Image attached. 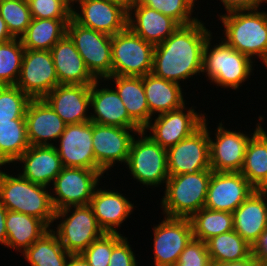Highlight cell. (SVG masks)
<instances>
[{"mask_svg":"<svg viewBox=\"0 0 267 266\" xmlns=\"http://www.w3.org/2000/svg\"><path fill=\"white\" fill-rule=\"evenodd\" d=\"M205 25L200 19L180 25L166 40L155 45L151 73L179 84L200 76L204 46L213 33Z\"/></svg>","mask_w":267,"mask_h":266,"instance_id":"6da1fadb","label":"cell"},{"mask_svg":"<svg viewBox=\"0 0 267 266\" xmlns=\"http://www.w3.org/2000/svg\"><path fill=\"white\" fill-rule=\"evenodd\" d=\"M259 10V11H258ZM261 9L232 11L218 14L224 27L222 38L230 47L267 63V12Z\"/></svg>","mask_w":267,"mask_h":266,"instance_id":"7a4b0ae2","label":"cell"},{"mask_svg":"<svg viewBox=\"0 0 267 266\" xmlns=\"http://www.w3.org/2000/svg\"><path fill=\"white\" fill-rule=\"evenodd\" d=\"M0 168V200L7 210L31 215L53 227L55 209L50 187L32 183L19 173L13 175ZM49 189V190H48Z\"/></svg>","mask_w":267,"mask_h":266,"instance_id":"3957f363","label":"cell"},{"mask_svg":"<svg viewBox=\"0 0 267 266\" xmlns=\"http://www.w3.org/2000/svg\"><path fill=\"white\" fill-rule=\"evenodd\" d=\"M213 39L211 34L204 46L202 74L218 87L239 90L242 83L250 80L255 62L230 47L222 38L219 37L218 44H214Z\"/></svg>","mask_w":267,"mask_h":266,"instance_id":"277c9868","label":"cell"},{"mask_svg":"<svg viewBox=\"0 0 267 266\" xmlns=\"http://www.w3.org/2000/svg\"><path fill=\"white\" fill-rule=\"evenodd\" d=\"M212 170L169 175L161 198L162 214L170 218H191L204 208Z\"/></svg>","mask_w":267,"mask_h":266,"instance_id":"5b68a950","label":"cell"},{"mask_svg":"<svg viewBox=\"0 0 267 266\" xmlns=\"http://www.w3.org/2000/svg\"><path fill=\"white\" fill-rule=\"evenodd\" d=\"M126 166L135 181L149 188L152 186L151 189L165 185L169 178L167 149L143 130L131 142Z\"/></svg>","mask_w":267,"mask_h":266,"instance_id":"8992f818","label":"cell"},{"mask_svg":"<svg viewBox=\"0 0 267 266\" xmlns=\"http://www.w3.org/2000/svg\"><path fill=\"white\" fill-rule=\"evenodd\" d=\"M60 221H57L59 220ZM58 222L56 230L63 248L70 254H81L91 243L105 232L100 228L91 206H69L55 211L54 222Z\"/></svg>","mask_w":267,"mask_h":266,"instance_id":"52a82bcc","label":"cell"},{"mask_svg":"<svg viewBox=\"0 0 267 266\" xmlns=\"http://www.w3.org/2000/svg\"><path fill=\"white\" fill-rule=\"evenodd\" d=\"M154 49L155 45L127 26L111 37L112 75L142 77L150 74Z\"/></svg>","mask_w":267,"mask_h":266,"instance_id":"ba28073f","label":"cell"},{"mask_svg":"<svg viewBox=\"0 0 267 266\" xmlns=\"http://www.w3.org/2000/svg\"><path fill=\"white\" fill-rule=\"evenodd\" d=\"M258 123L255 125L253 133L247 134L245 131H233L232 128H226L222 121L217 123V128L211 137L212 132L209 133V154L210 167L213 172H240L243 163L248 142L261 127L264 122V116L258 117ZM213 138V139H212Z\"/></svg>","mask_w":267,"mask_h":266,"instance_id":"9c48e42d","label":"cell"},{"mask_svg":"<svg viewBox=\"0 0 267 266\" xmlns=\"http://www.w3.org/2000/svg\"><path fill=\"white\" fill-rule=\"evenodd\" d=\"M67 35L96 80H105L112 76V36L83 27L73 19L67 24Z\"/></svg>","mask_w":267,"mask_h":266,"instance_id":"30bf717a","label":"cell"},{"mask_svg":"<svg viewBox=\"0 0 267 266\" xmlns=\"http://www.w3.org/2000/svg\"><path fill=\"white\" fill-rule=\"evenodd\" d=\"M102 177L97 170L63 167L50 187L55 211L90 204L94 190L101 185L99 183Z\"/></svg>","mask_w":267,"mask_h":266,"instance_id":"8fae6325","label":"cell"},{"mask_svg":"<svg viewBox=\"0 0 267 266\" xmlns=\"http://www.w3.org/2000/svg\"><path fill=\"white\" fill-rule=\"evenodd\" d=\"M183 105L176 110L152 118L143 129L161 147L168 149L196 131L204 122L206 113L197 112L196 106Z\"/></svg>","mask_w":267,"mask_h":266,"instance_id":"7c38bea8","label":"cell"},{"mask_svg":"<svg viewBox=\"0 0 267 266\" xmlns=\"http://www.w3.org/2000/svg\"><path fill=\"white\" fill-rule=\"evenodd\" d=\"M207 117L196 131L167 149L169 175L211 170Z\"/></svg>","mask_w":267,"mask_h":266,"instance_id":"4fadbf2b","label":"cell"},{"mask_svg":"<svg viewBox=\"0 0 267 266\" xmlns=\"http://www.w3.org/2000/svg\"><path fill=\"white\" fill-rule=\"evenodd\" d=\"M142 129L92 123V144L97 165L108 174L116 163L126 165L134 136Z\"/></svg>","mask_w":267,"mask_h":266,"instance_id":"5bb4252c","label":"cell"},{"mask_svg":"<svg viewBox=\"0 0 267 266\" xmlns=\"http://www.w3.org/2000/svg\"><path fill=\"white\" fill-rule=\"evenodd\" d=\"M58 85L51 52L25 49L16 86L31 99H41Z\"/></svg>","mask_w":267,"mask_h":266,"instance_id":"9a60e30c","label":"cell"},{"mask_svg":"<svg viewBox=\"0 0 267 266\" xmlns=\"http://www.w3.org/2000/svg\"><path fill=\"white\" fill-rule=\"evenodd\" d=\"M152 230L154 266H175L180 254L193 238L190 219L164 216Z\"/></svg>","mask_w":267,"mask_h":266,"instance_id":"2e32d148","label":"cell"},{"mask_svg":"<svg viewBox=\"0 0 267 266\" xmlns=\"http://www.w3.org/2000/svg\"><path fill=\"white\" fill-rule=\"evenodd\" d=\"M127 18L128 13L110 0H72V19L76 23L110 36L127 27Z\"/></svg>","mask_w":267,"mask_h":266,"instance_id":"e0dca14e","label":"cell"},{"mask_svg":"<svg viewBox=\"0 0 267 266\" xmlns=\"http://www.w3.org/2000/svg\"><path fill=\"white\" fill-rule=\"evenodd\" d=\"M57 142L54 147L63 167L97 170L104 176L105 172L95 161L91 121L67 125Z\"/></svg>","mask_w":267,"mask_h":266,"instance_id":"ac0fdd59","label":"cell"},{"mask_svg":"<svg viewBox=\"0 0 267 266\" xmlns=\"http://www.w3.org/2000/svg\"><path fill=\"white\" fill-rule=\"evenodd\" d=\"M254 190L240 172H212L204 207L233 213Z\"/></svg>","mask_w":267,"mask_h":266,"instance_id":"d6986e66","label":"cell"},{"mask_svg":"<svg viewBox=\"0 0 267 266\" xmlns=\"http://www.w3.org/2000/svg\"><path fill=\"white\" fill-rule=\"evenodd\" d=\"M105 82V80H95L91 84L90 109L92 111L90 121L101 125L141 129L129 117L126 107L116 90Z\"/></svg>","mask_w":267,"mask_h":266,"instance_id":"ffe728a7","label":"cell"},{"mask_svg":"<svg viewBox=\"0 0 267 266\" xmlns=\"http://www.w3.org/2000/svg\"><path fill=\"white\" fill-rule=\"evenodd\" d=\"M30 145L54 146L67 124L43 99H31L25 112Z\"/></svg>","mask_w":267,"mask_h":266,"instance_id":"44dd1931","label":"cell"},{"mask_svg":"<svg viewBox=\"0 0 267 266\" xmlns=\"http://www.w3.org/2000/svg\"><path fill=\"white\" fill-rule=\"evenodd\" d=\"M90 90L91 85L59 84L43 99L67 125L79 124L90 121Z\"/></svg>","mask_w":267,"mask_h":266,"instance_id":"7402d4cb","label":"cell"},{"mask_svg":"<svg viewBox=\"0 0 267 266\" xmlns=\"http://www.w3.org/2000/svg\"><path fill=\"white\" fill-rule=\"evenodd\" d=\"M103 187V189H102ZM99 185L94 190L90 206L98 225L105 233H119V228L134 211V203L121 192ZM117 229V230H116Z\"/></svg>","mask_w":267,"mask_h":266,"instance_id":"603a6c76","label":"cell"},{"mask_svg":"<svg viewBox=\"0 0 267 266\" xmlns=\"http://www.w3.org/2000/svg\"><path fill=\"white\" fill-rule=\"evenodd\" d=\"M20 162V163H19ZM21 164L19 174L32 183L51 187L63 164L54 146L30 147L15 161ZM22 169V170H21Z\"/></svg>","mask_w":267,"mask_h":266,"instance_id":"cb8c5ba5","label":"cell"},{"mask_svg":"<svg viewBox=\"0 0 267 266\" xmlns=\"http://www.w3.org/2000/svg\"><path fill=\"white\" fill-rule=\"evenodd\" d=\"M232 214L234 230L253 246L267 228V193L255 189Z\"/></svg>","mask_w":267,"mask_h":266,"instance_id":"d4e9b609","label":"cell"},{"mask_svg":"<svg viewBox=\"0 0 267 266\" xmlns=\"http://www.w3.org/2000/svg\"><path fill=\"white\" fill-rule=\"evenodd\" d=\"M50 52L59 84L91 85L96 80L67 34L52 47Z\"/></svg>","mask_w":267,"mask_h":266,"instance_id":"484cf974","label":"cell"},{"mask_svg":"<svg viewBox=\"0 0 267 266\" xmlns=\"http://www.w3.org/2000/svg\"><path fill=\"white\" fill-rule=\"evenodd\" d=\"M127 26L145 41L157 45L166 40L180 24L171 17L138 3L128 13Z\"/></svg>","mask_w":267,"mask_h":266,"instance_id":"4316f807","label":"cell"},{"mask_svg":"<svg viewBox=\"0 0 267 266\" xmlns=\"http://www.w3.org/2000/svg\"><path fill=\"white\" fill-rule=\"evenodd\" d=\"M105 81L114 87L123 101L129 117L143 130L151 120L143 86V76L112 75ZM110 81L114 84L109 83Z\"/></svg>","mask_w":267,"mask_h":266,"instance_id":"83f0119b","label":"cell"},{"mask_svg":"<svg viewBox=\"0 0 267 266\" xmlns=\"http://www.w3.org/2000/svg\"><path fill=\"white\" fill-rule=\"evenodd\" d=\"M143 86L151 119L163 113L181 108L186 103L182 85L156 77L152 73L143 76Z\"/></svg>","mask_w":267,"mask_h":266,"instance_id":"f1b7e54d","label":"cell"},{"mask_svg":"<svg viewBox=\"0 0 267 266\" xmlns=\"http://www.w3.org/2000/svg\"><path fill=\"white\" fill-rule=\"evenodd\" d=\"M6 247L23 253L50 228L39 218L15 211L6 214Z\"/></svg>","mask_w":267,"mask_h":266,"instance_id":"f546056e","label":"cell"},{"mask_svg":"<svg viewBox=\"0 0 267 266\" xmlns=\"http://www.w3.org/2000/svg\"><path fill=\"white\" fill-rule=\"evenodd\" d=\"M240 173L257 190L267 186V131L263 126L248 142Z\"/></svg>","mask_w":267,"mask_h":266,"instance_id":"4dcf8cb0","label":"cell"},{"mask_svg":"<svg viewBox=\"0 0 267 266\" xmlns=\"http://www.w3.org/2000/svg\"><path fill=\"white\" fill-rule=\"evenodd\" d=\"M70 20L32 18L26 32L20 37L24 49L50 51L67 34Z\"/></svg>","mask_w":267,"mask_h":266,"instance_id":"1f68e13d","label":"cell"},{"mask_svg":"<svg viewBox=\"0 0 267 266\" xmlns=\"http://www.w3.org/2000/svg\"><path fill=\"white\" fill-rule=\"evenodd\" d=\"M30 266H66L70 257L50 228L22 253Z\"/></svg>","mask_w":267,"mask_h":266,"instance_id":"d6a6232c","label":"cell"},{"mask_svg":"<svg viewBox=\"0 0 267 266\" xmlns=\"http://www.w3.org/2000/svg\"><path fill=\"white\" fill-rule=\"evenodd\" d=\"M30 147L25 119L0 122V162L8 167Z\"/></svg>","mask_w":267,"mask_h":266,"instance_id":"836d02e7","label":"cell"},{"mask_svg":"<svg viewBox=\"0 0 267 266\" xmlns=\"http://www.w3.org/2000/svg\"><path fill=\"white\" fill-rule=\"evenodd\" d=\"M205 243L212 263L238 261L252 253V246L234 229L214 236Z\"/></svg>","mask_w":267,"mask_h":266,"instance_id":"e575fe53","label":"cell"},{"mask_svg":"<svg viewBox=\"0 0 267 266\" xmlns=\"http://www.w3.org/2000/svg\"><path fill=\"white\" fill-rule=\"evenodd\" d=\"M190 221L192 224L193 238L203 242L234 229L232 213L211 210L206 207L197 211L190 218Z\"/></svg>","mask_w":267,"mask_h":266,"instance_id":"d590c367","label":"cell"},{"mask_svg":"<svg viewBox=\"0 0 267 266\" xmlns=\"http://www.w3.org/2000/svg\"><path fill=\"white\" fill-rule=\"evenodd\" d=\"M24 52L20 38L0 43V86L16 85Z\"/></svg>","mask_w":267,"mask_h":266,"instance_id":"8d00e7d4","label":"cell"},{"mask_svg":"<svg viewBox=\"0 0 267 266\" xmlns=\"http://www.w3.org/2000/svg\"><path fill=\"white\" fill-rule=\"evenodd\" d=\"M0 16L14 38H20L32 20L26 0H0Z\"/></svg>","mask_w":267,"mask_h":266,"instance_id":"74e56055","label":"cell"},{"mask_svg":"<svg viewBox=\"0 0 267 266\" xmlns=\"http://www.w3.org/2000/svg\"><path fill=\"white\" fill-rule=\"evenodd\" d=\"M31 98L16 85L0 86V122L25 119Z\"/></svg>","mask_w":267,"mask_h":266,"instance_id":"f35d334b","label":"cell"},{"mask_svg":"<svg viewBox=\"0 0 267 266\" xmlns=\"http://www.w3.org/2000/svg\"><path fill=\"white\" fill-rule=\"evenodd\" d=\"M197 0H140L141 5L161 12L169 16L180 25H188L199 20L198 16L192 17L196 9Z\"/></svg>","mask_w":267,"mask_h":266,"instance_id":"ab89813d","label":"cell"},{"mask_svg":"<svg viewBox=\"0 0 267 266\" xmlns=\"http://www.w3.org/2000/svg\"><path fill=\"white\" fill-rule=\"evenodd\" d=\"M123 237L120 233H104L91 243L81 254L90 266H108L113 246Z\"/></svg>","mask_w":267,"mask_h":266,"instance_id":"60d3db41","label":"cell"},{"mask_svg":"<svg viewBox=\"0 0 267 266\" xmlns=\"http://www.w3.org/2000/svg\"><path fill=\"white\" fill-rule=\"evenodd\" d=\"M35 19H72V0H32L28 2Z\"/></svg>","mask_w":267,"mask_h":266,"instance_id":"b9f144b4","label":"cell"},{"mask_svg":"<svg viewBox=\"0 0 267 266\" xmlns=\"http://www.w3.org/2000/svg\"><path fill=\"white\" fill-rule=\"evenodd\" d=\"M206 243L192 238L179 256L175 266H211Z\"/></svg>","mask_w":267,"mask_h":266,"instance_id":"7bdbcfd3","label":"cell"},{"mask_svg":"<svg viewBox=\"0 0 267 266\" xmlns=\"http://www.w3.org/2000/svg\"><path fill=\"white\" fill-rule=\"evenodd\" d=\"M123 236L114 246L112 255L110 257V263L108 266H138L139 262L136 259V254L133 252L131 245L127 239Z\"/></svg>","mask_w":267,"mask_h":266,"instance_id":"ee69618b","label":"cell"},{"mask_svg":"<svg viewBox=\"0 0 267 266\" xmlns=\"http://www.w3.org/2000/svg\"><path fill=\"white\" fill-rule=\"evenodd\" d=\"M223 4L226 13L232 11L259 9L267 0H219Z\"/></svg>","mask_w":267,"mask_h":266,"instance_id":"f6af8a7d","label":"cell"},{"mask_svg":"<svg viewBox=\"0 0 267 266\" xmlns=\"http://www.w3.org/2000/svg\"><path fill=\"white\" fill-rule=\"evenodd\" d=\"M252 254L267 266V228L261 233L258 240L252 246Z\"/></svg>","mask_w":267,"mask_h":266,"instance_id":"bcb514c9","label":"cell"},{"mask_svg":"<svg viewBox=\"0 0 267 266\" xmlns=\"http://www.w3.org/2000/svg\"><path fill=\"white\" fill-rule=\"evenodd\" d=\"M211 266H264L252 253L242 260L212 263Z\"/></svg>","mask_w":267,"mask_h":266,"instance_id":"7dc6e473","label":"cell"},{"mask_svg":"<svg viewBox=\"0 0 267 266\" xmlns=\"http://www.w3.org/2000/svg\"><path fill=\"white\" fill-rule=\"evenodd\" d=\"M6 207L2 204L0 200V244L6 247L7 231H6Z\"/></svg>","mask_w":267,"mask_h":266,"instance_id":"c3c4849f","label":"cell"},{"mask_svg":"<svg viewBox=\"0 0 267 266\" xmlns=\"http://www.w3.org/2000/svg\"><path fill=\"white\" fill-rule=\"evenodd\" d=\"M66 266H90L82 254H70Z\"/></svg>","mask_w":267,"mask_h":266,"instance_id":"681fc988","label":"cell"},{"mask_svg":"<svg viewBox=\"0 0 267 266\" xmlns=\"http://www.w3.org/2000/svg\"><path fill=\"white\" fill-rule=\"evenodd\" d=\"M110 1L120 6L127 13H129L140 2V0H110Z\"/></svg>","mask_w":267,"mask_h":266,"instance_id":"f907efd6","label":"cell"},{"mask_svg":"<svg viewBox=\"0 0 267 266\" xmlns=\"http://www.w3.org/2000/svg\"><path fill=\"white\" fill-rule=\"evenodd\" d=\"M14 37L10 34L4 19L0 16V43L7 42Z\"/></svg>","mask_w":267,"mask_h":266,"instance_id":"816d5d0a","label":"cell"},{"mask_svg":"<svg viewBox=\"0 0 267 266\" xmlns=\"http://www.w3.org/2000/svg\"><path fill=\"white\" fill-rule=\"evenodd\" d=\"M4 167V165L0 162V168Z\"/></svg>","mask_w":267,"mask_h":266,"instance_id":"f5cc1de1","label":"cell"},{"mask_svg":"<svg viewBox=\"0 0 267 266\" xmlns=\"http://www.w3.org/2000/svg\"><path fill=\"white\" fill-rule=\"evenodd\" d=\"M263 190L267 193V186Z\"/></svg>","mask_w":267,"mask_h":266,"instance_id":"db71d44e","label":"cell"}]
</instances>
